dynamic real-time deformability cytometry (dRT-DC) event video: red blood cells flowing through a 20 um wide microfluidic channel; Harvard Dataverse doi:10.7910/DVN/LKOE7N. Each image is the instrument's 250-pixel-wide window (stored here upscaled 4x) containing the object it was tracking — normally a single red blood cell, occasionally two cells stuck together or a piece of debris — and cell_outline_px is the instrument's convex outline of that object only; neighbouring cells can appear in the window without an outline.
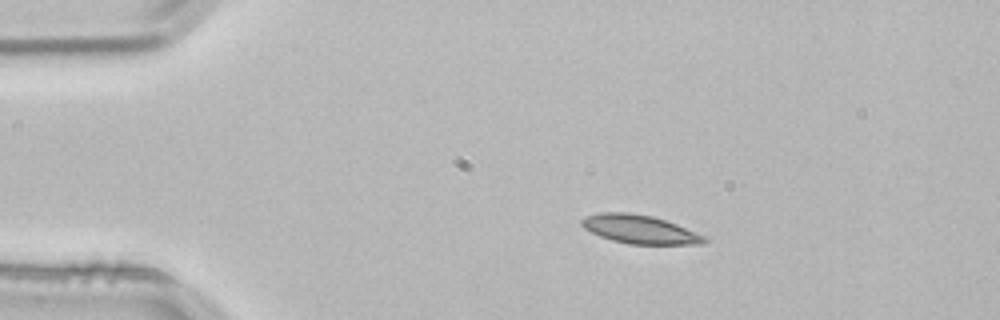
{"species": "common noctule bat (a hibernating species)", "species_latin": "Nyctalus noctula", "temperature_condition": "room temperature", "stored_images_in_passage": 2, "camera_frame_rate_fps": 3000, "um_per_image_px": 0.085, "animal": {"sex": "male", "body_mass_g": 21.5, "forearm_length_mm": 52.0}, "frame": {"image": 1, "passage_image": 2, "time_ms": 0.333, "image_size_px": [1000, 320], "cell_outline_px": [[708, 240], [704, 244], [628, 244], [612, 240], [600, 236], [584, 228], [580, 224], [580, 220], [584, 216], [600, 212], [628, 212], [652, 216], [676, 224], [708, 236]], "centroid_in_image_um": [54.39, 19.49], "position_along_channel_um": 30.6, "area_um2": 20.58}}